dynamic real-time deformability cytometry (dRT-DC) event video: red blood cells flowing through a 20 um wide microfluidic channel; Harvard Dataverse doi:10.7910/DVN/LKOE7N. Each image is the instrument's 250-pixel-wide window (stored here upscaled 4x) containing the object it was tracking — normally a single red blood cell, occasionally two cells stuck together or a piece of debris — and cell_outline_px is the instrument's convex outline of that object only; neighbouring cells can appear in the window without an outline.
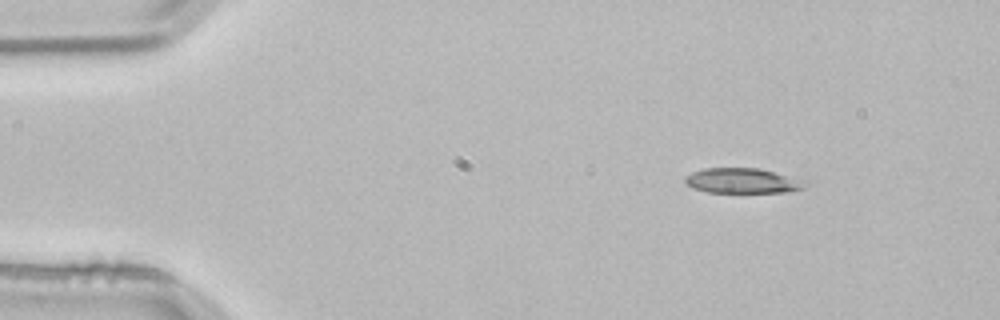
{"species": "common noctule bat (a hibernating species)", "species_latin": "Nyctalus noctula", "temperature_condition": "room temperature", "stored_images_in_passage": 2, "camera_frame_rate_fps": 3000, "um_per_image_px": 0.085, "animal": {"sex": "male", "body_mass_g": 21.5, "forearm_length_mm": 52.0}, "frame": {"image": 1, "passage_image": 1, "time_ms": 0.0, "image_size_px": [1000, 320], "cell_outline_px": [[808, 184], [804, 188], [788, 192], [708, 192], [692, 188], [684, 184], [684, 176], [692, 172], [704, 168], [760, 168], [808, 180]], "centroid_in_image_um": [63.14, 15.36], "position_along_channel_um": 21.9, "area_um2": 17.92}}